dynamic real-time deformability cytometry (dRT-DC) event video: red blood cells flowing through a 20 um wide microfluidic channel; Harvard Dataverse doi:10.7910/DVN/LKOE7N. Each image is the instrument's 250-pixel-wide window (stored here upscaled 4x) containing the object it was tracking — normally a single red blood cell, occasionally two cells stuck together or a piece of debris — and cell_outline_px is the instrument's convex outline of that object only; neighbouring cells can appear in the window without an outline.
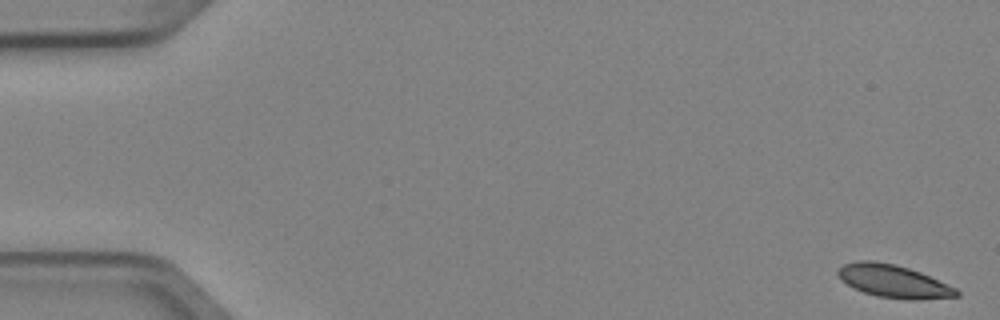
{"species": "Egyptian fruit bat (a non-hibernating species)", "species_latin": "Rousettus aegyptiacus", "temperature_condition": "cold", "stored_images_in_passage": 5, "camera_frame_rate_fps": 3000, "um_per_image_px": 0.085, "animal": {"sex": "female"}, "frame": {"image": 1, "passage_image": 1, "time_ms": 0.0, "image_size_px": [1000, 320], "cell_outline_px": [[960, 296], [920, 300], [908, 300], [876, 296], [852, 288], [840, 280], [836, 272], [844, 264], [860, 260], [872, 260], [892, 264], [908, 268], [920, 272], [956, 288], [960, 292]], "centroid_in_image_um": [75.94, 23.92], "position_along_channel_um": 9.1, "area_um2": 22.72}}